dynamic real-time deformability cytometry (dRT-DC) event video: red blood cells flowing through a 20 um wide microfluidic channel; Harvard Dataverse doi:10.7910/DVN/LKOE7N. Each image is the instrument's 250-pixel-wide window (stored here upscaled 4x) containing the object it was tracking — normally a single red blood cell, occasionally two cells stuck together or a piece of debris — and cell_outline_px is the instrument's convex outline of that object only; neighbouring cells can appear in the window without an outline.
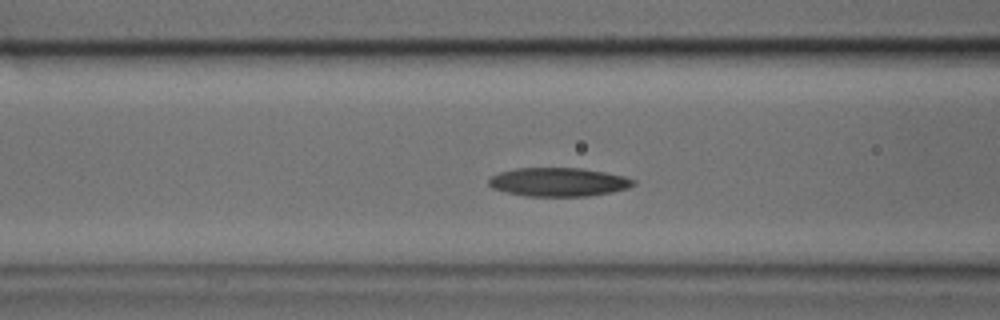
{"species": "common noctule bat (a hibernating species)", "species_latin": "Nyctalus noctula", "temperature_condition": "cold", "stored_images_in_passage": 33, "segment_of_instrument_passage": [1, 2], "camera_frame_rate_fps": 3000, "um_per_image_px": 0.085, "animal": {"sex": "male", "body_mass_g": 17.9, "forearm_length_mm": 54.2}, "frame": {"image": 1, "passage_image": 8, "time_ms": 2.333, "image_size_px": [1000, 320], "cell_outline_px": [[636, 184], [628, 188], [612, 192], [588, 196], [524, 196], [492, 188], [488, 184], [488, 180], [492, 176], [500, 172], [516, 168], [580, 168], [604, 172], [624, 176], [636, 180]], "centroid_in_image_um": [47.49, 15.47], "position_along_channel_um": 119.1, "area_um2": 24.16}}
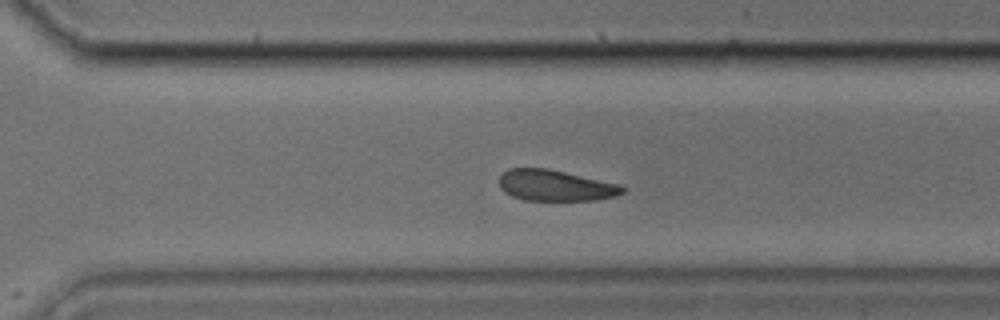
{"frame": {"image": 2, "passage_image": 20, "time_ms": 6.333, "image_size_px": [1000, 320], "cell_outline_px": [[624, 192], [616, 196], [596, 200], [524, 200], [512, 196], [504, 192], [500, 188], [500, 176], [508, 168], [548, 168], [620, 184], [624, 188]], "centroid_in_image_um": [47.2, 15.76], "position_along_channel_um": 323.4, "area_um2": 22.31}}
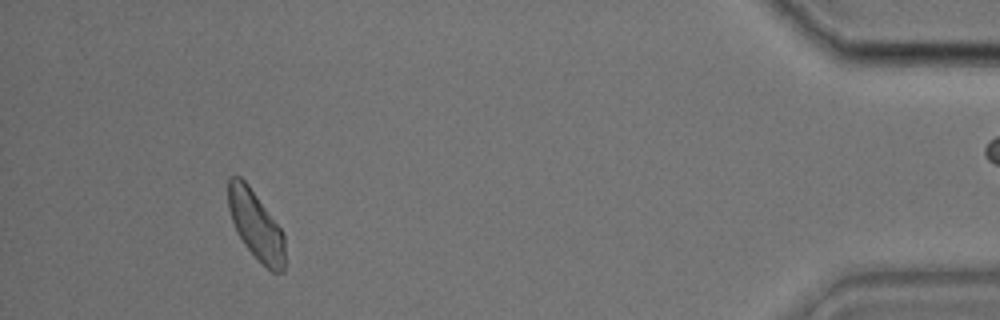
{"frame": {"image": 3, "passage_image": 29, "time_ms": 9.333, "image_size_px": [1000, 320], "cell_outline_px": [[284, 272], [272, 272], [244, 244], [232, 220], [228, 208], [228, 176], [240, 176], [248, 184], [284, 232]], "centroid_in_image_um": [21.75, 19.1], "position_along_channel_um": 413.4, "area_um2": 22.31}}